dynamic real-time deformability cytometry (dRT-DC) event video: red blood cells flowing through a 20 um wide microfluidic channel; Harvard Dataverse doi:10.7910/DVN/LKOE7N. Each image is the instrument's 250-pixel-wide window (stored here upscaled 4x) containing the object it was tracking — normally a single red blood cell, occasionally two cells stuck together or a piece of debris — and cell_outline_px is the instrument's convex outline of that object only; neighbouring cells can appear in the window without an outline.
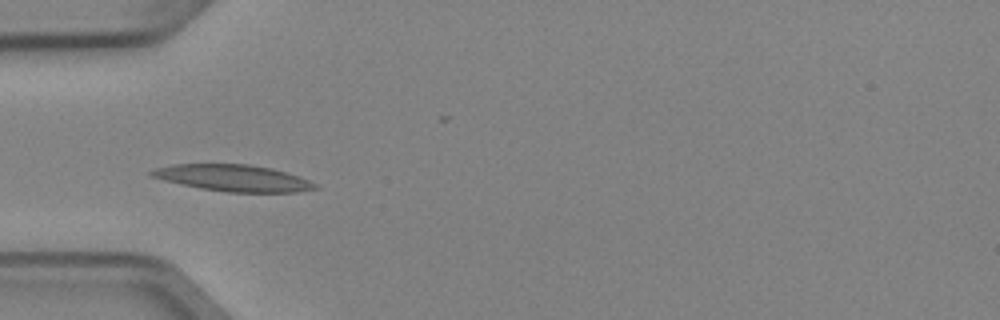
{"species": "Egyptian fruit bat (a non-hibernating species)", "species_latin": "Rousettus aegyptiacus", "temperature_condition": "cold", "stored_images_in_passage": 6, "camera_frame_rate_fps": 3000, "um_per_image_px": 0.085, "animal": {"sex": "female"}, "frame": {"image": 1, "passage_image": 6, "time_ms": 1.667, "image_size_px": [1000, 320], "cell_outline_px": [[320, 188], [296, 192], [228, 192], [200, 188], [164, 180], [152, 176], [148, 172], [152, 168], [172, 164], [248, 164], [272, 168], [288, 172], [308, 180], [316, 184]], "centroid_in_image_um": [19.82, 15.12], "position_along_channel_um": 65.2, "area_um2": 25.32}}